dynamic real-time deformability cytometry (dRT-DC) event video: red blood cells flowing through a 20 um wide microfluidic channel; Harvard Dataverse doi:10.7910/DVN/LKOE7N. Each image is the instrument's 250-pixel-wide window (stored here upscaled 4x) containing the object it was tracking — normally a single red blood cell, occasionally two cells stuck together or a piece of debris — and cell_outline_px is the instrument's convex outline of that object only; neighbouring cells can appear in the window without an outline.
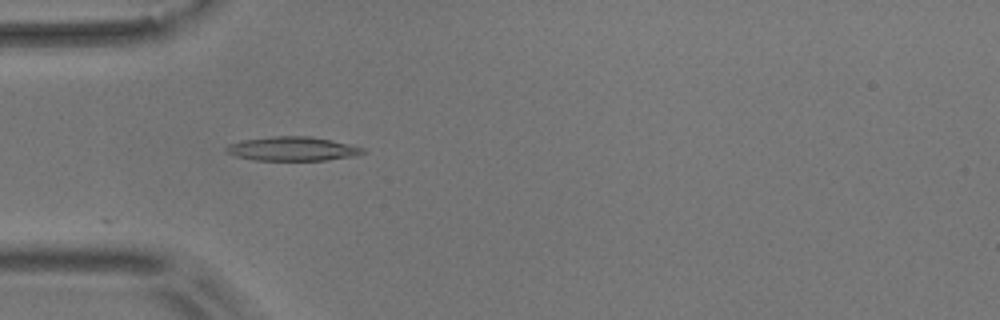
{"species": "common noctule bat (a hibernating species)", "species_latin": "Nyctalus noctula", "temperature_condition": "room temperature", "stored_images_in_passage": 10, "camera_frame_rate_fps": 3000, "um_per_image_px": 0.085, "animal": {"sex": "male", "body_mass_g": 17.9}, "frame": {"image": 1, "passage_image": 5, "time_ms": 4.667, "image_size_px": [1000, 320], "cell_outline_px": [[368, 152], [356, 156], [328, 160], [256, 160], [236, 156], [228, 152], [224, 148], [228, 144], [240, 140], [272, 136], [312, 136], [332, 140], [364, 148]], "centroid_in_image_um": [24.89, 12.64], "position_along_channel_um": 60.1, "area_um2": 19.31}}
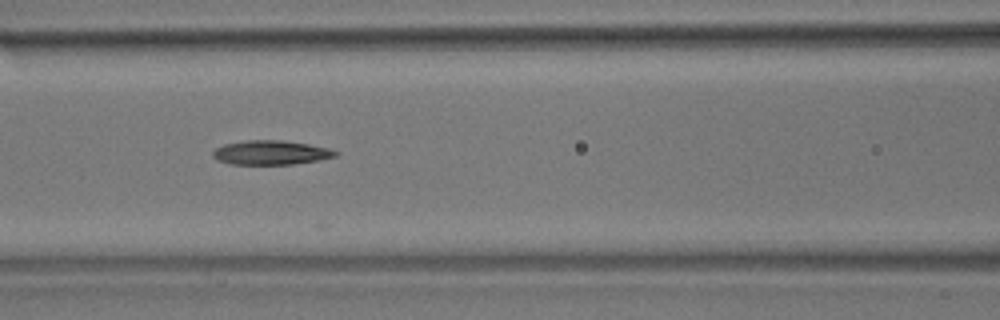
{"frame": {"image": 2, "passage_image": 7, "time_ms": 7.0, "image_size_px": [1000, 320], "cell_outline_px": [[340, 152], [336, 156], [320, 160], [292, 164], [228, 164], [216, 160], [212, 156], [212, 152], [216, 148], [224, 144], [244, 140], [284, 140], [308, 144], [328, 148]], "centroid_in_image_um": [23.0, 12.97], "position_along_channel_um": 143.6, "area_um2": 17.46}}
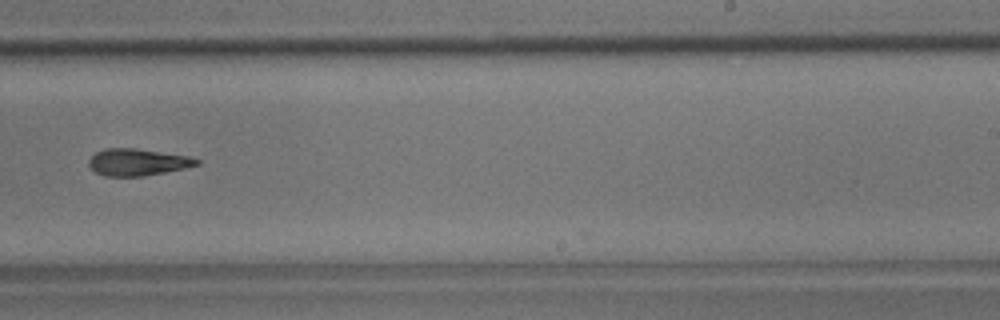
{"frame": {"image": 3, "passage_image": 10, "time_ms": 10.667, "image_size_px": [1000, 320], "cell_outline_px": [[200, 164], [184, 168], [164, 172], [140, 176], [104, 176], [96, 172], [88, 164], [88, 160], [96, 152], [104, 148], [136, 148], [188, 156], [200, 160]], "centroid_in_image_um": [11.67, 13.77], "position_along_channel_um": 277.3, "area_um2": 16.76}}